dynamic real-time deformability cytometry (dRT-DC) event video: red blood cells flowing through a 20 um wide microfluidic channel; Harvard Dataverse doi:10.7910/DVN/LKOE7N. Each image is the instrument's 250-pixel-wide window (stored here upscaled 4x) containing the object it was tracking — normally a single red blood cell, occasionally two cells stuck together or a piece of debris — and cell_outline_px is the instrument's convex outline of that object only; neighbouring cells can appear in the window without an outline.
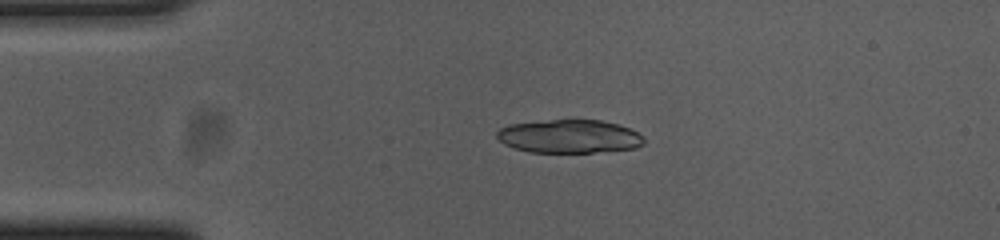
{"species": "common noctule bat (a hibernating species)", "species_latin": "Nyctalus noctula", "temperature_condition": "cold", "stored_images_in_passage": 47, "camera_frame_rate_fps": 3000, "um_per_image_px": 0.085, "animal": {"sex": "female", "body_mass_g": 23.0, "forearm_length_mm": 53.4}, "frame": {"image": 1, "passage_image": 11, "time_ms": 3.333, "image_size_px": [1000, 240], "cell_outline_px": [[644, 144], [636, 148], [592, 152], [528, 152], [504, 144], [496, 136], [496, 132], [500, 128], [508, 124], [552, 120], [600, 120], [620, 124], [644, 136]], "centroid_in_image_um": [48.4, 11.59], "position_along_channel_um": 36.6, "area_um2": 28.55}}